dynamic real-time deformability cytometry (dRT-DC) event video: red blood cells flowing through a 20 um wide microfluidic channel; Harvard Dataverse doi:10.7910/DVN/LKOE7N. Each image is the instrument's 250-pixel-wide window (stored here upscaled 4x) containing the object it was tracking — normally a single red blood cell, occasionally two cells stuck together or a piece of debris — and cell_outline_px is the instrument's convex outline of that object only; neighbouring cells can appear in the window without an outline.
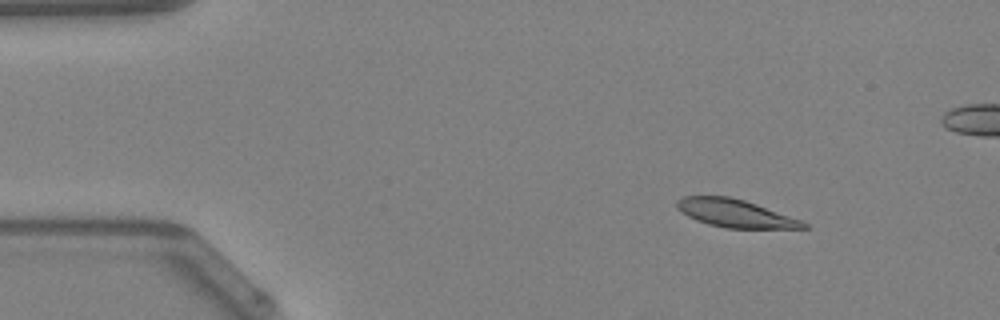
{"species": "Egyptian fruit bat (a non-hibernating species)", "species_latin": "Rousettus aegyptiacus", "temperature_condition": "warm", "stored_images_in_passage": 50, "camera_frame_rate_fps": 3000, "um_per_image_px": 0.085, "animal": {"sex": "female"}, "frame": {"image": 1, "passage_image": 7, "time_ms": 2.0, "image_size_px": [1000, 320], "cell_outline_px": [[808, 228], [724, 228], [708, 224], [696, 220], [688, 216], [676, 208], [676, 200], [684, 196], [728, 196], [744, 200], [756, 204], [800, 220], [808, 224]], "centroid_in_image_um": [62.44, 18.13], "position_along_channel_um": 22.6, "area_um2": 20.35}}
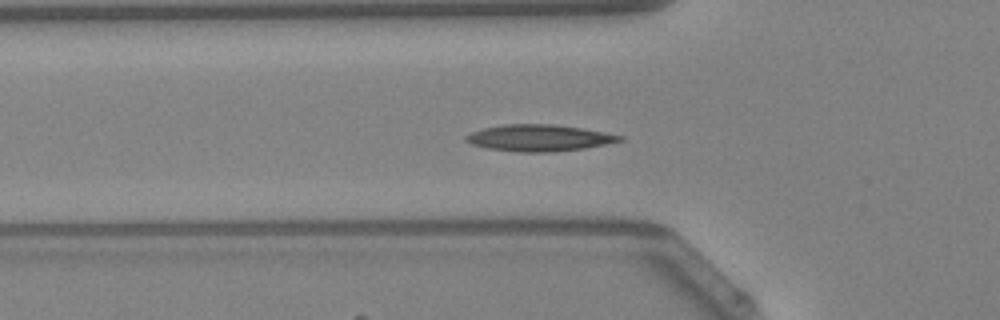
{"frame": {"image": 2, "passage_image": 17, "time_ms": 5.333, "image_size_px": [1000, 320], "cell_outline_px": [[624, 140], [584, 148], [552, 152], [520, 152], [488, 148], [472, 144], [464, 140], [464, 136], [472, 132], [484, 128], [504, 124], [552, 124], [580, 128], [624, 136]], "centroid_in_image_um": [45.79, 11.72], "position_along_channel_um": 80.0, "area_um2": 23.52}, "authors_computed_cell_mechanics": {"area_um2": 21.9929, "velocity_mm_per_s": 4.2205, "shape_relaxation_time_tau1_ms": 5.2533, "shape_relaxation_time_tau2_ms": 3.0035, "deformation_change_tau1": 0.1556, "deformation_change_tau2": 0.0927}}